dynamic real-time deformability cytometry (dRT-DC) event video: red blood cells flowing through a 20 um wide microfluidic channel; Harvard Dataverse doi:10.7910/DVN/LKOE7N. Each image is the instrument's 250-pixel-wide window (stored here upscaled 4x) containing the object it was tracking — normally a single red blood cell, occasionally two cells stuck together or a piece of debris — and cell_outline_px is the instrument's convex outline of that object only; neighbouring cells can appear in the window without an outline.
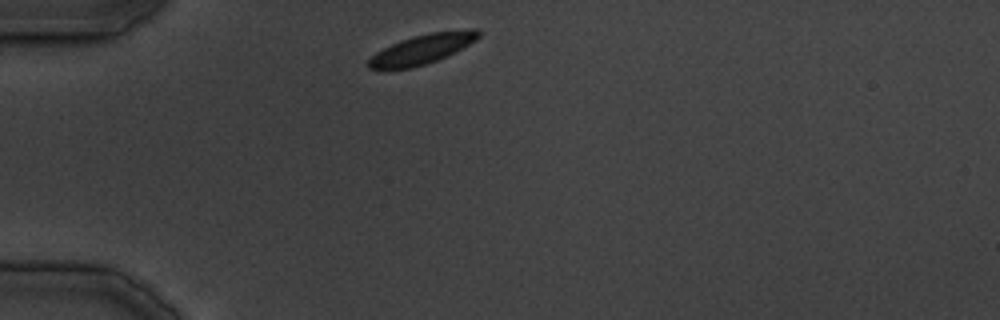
{"species": "common noctule bat (a hibernating species)", "species_latin": "Nyctalus noctula", "temperature_condition": "cold", "stored_images_in_passage": 19, "camera_frame_rate_fps": 3000, "um_per_image_px": 0.085, "animal": {"sex": "male", "body_mass_g": 19.5, "forearm_length_mm": 54.6}, "frame": {"image": 1, "passage_image": 1, "time_ms": 0.0, "image_size_px": [1000, 320], "cell_outline_px": [[480, 36], [476, 40], [436, 60], [412, 68], [368, 68], [368, 60], [376, 52], [400, 40], [412, 36], [428, 32], [472, 28], [476, 28], [480, 32]], "centroid_in_image_um": [35.9, 4.13], "position_along_channel_um": 49.1, "area_um2": 18.61}}
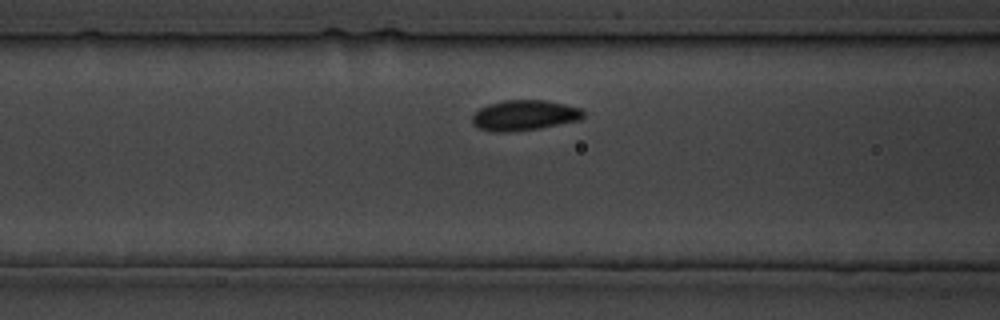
{"frame": {"image": 2, "passage_image": 6, "time_ms": 6.667, "image_size_px": [1000, 320], "cell_outline_px": [[584, 116], [580, 120], [540, 128], [512, 132], [492, 132], [480, 128], [472, 124], [472, 116], [480, 108], [488, 104], [504, 100], [548, 100], [580, 108], [584, 112]], "centroid_in_image_um": [44.57, 9.8], "position_along_channel_um": 122.0, "area_um2": 19.77}}
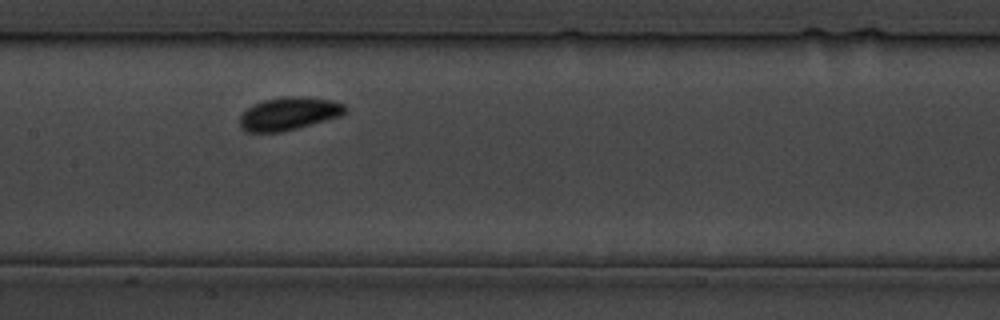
{"frame": {"image": 3, "passage_image": 9, "time_ms": 11.0, "image_size_px": [1000, 320], "cell_outline_px": [[348, 108], [340, 116], [296, 128], [280, 132], [244, 132], [240, 128], [240, 116], [252, 104], [264, 100], [284, 96], [292, 96], [332, 100], [344, 104]], "centroid_in_image_um": [24.52, 9.66], "position_along_channel_um": 182.9, "area_um2": 20.06}}